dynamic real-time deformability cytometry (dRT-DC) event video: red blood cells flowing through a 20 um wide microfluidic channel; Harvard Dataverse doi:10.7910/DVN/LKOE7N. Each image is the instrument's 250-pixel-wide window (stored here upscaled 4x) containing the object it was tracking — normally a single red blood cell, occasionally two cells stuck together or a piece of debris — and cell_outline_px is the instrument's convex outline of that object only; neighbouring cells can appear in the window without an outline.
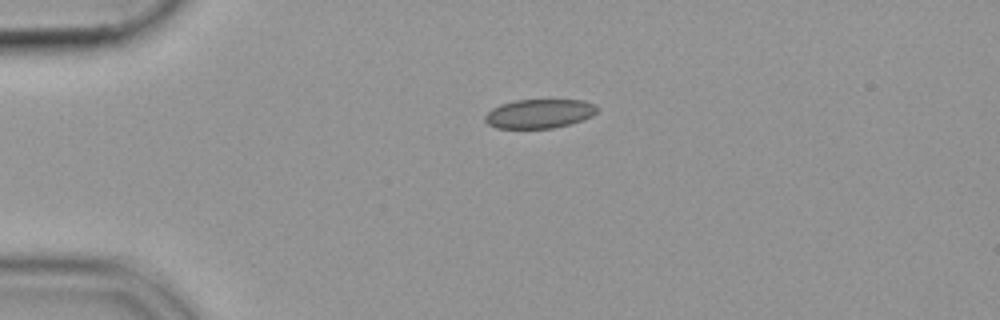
{"species": "common noctule bat (a hibernating species)", "species_latin": "Nyctalus noctula", "temperature_condition": "cold", "stored_images_in_passage": 42, "camera_frame_rate_fps": 3000, "um_per_image_px": 0.085, "animal": {"sex": "female", "body_mass_g": 19.9}, "frame": {"image": 1, "passage_image": 1, "time_ms": 0.0, "image_size_px": [1000, 320], "cell_outline_px": [[600, 108], [592, 116], [568, 124], [552, 128], [496, 128], [488, 124], [484, 120], [484, 116], [492, 108], [500, 104], [516, 100], [584, 100], [596, 104]], "centroid_in_image_um": [45.84, 9.65], "position_along_channel_um": 39.2, "area_um2": 19.02}}
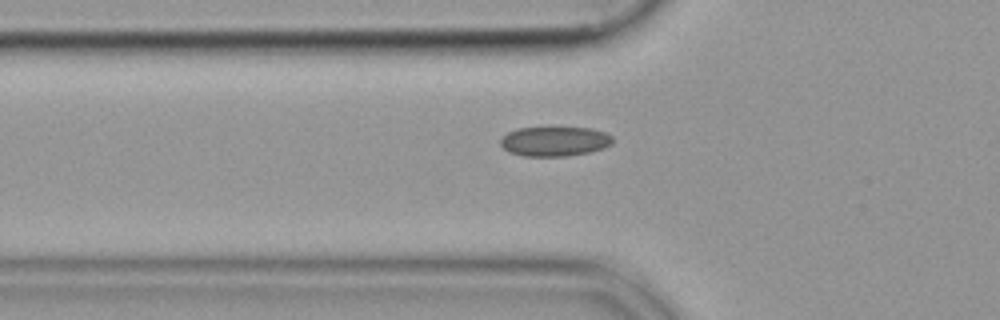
{"frame": {"image": 2, "passage_image": 7, "time_ms": 2.0, "image_size_px": [1000, 320], "cell_outline_px": [[612, 144], [604, 148], [592, 152], [568, 156], [524, 156], [508, 152], [500, 144], [500, 140], [508, 132], [516, 128], [592, 128], [604, 132], [612, 136]], "centroid_in_image_um": [47.15, 12.02], "position_along_channel_um": 78.6, "area_um2": 19.42}}
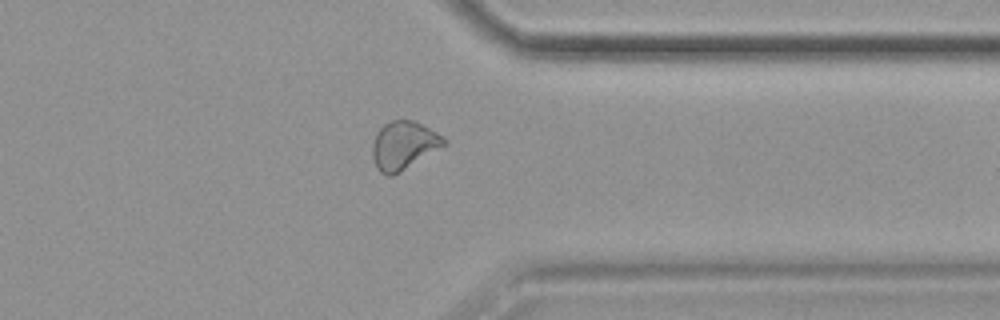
{"frame": {"image": 3, "passage_image": 31, "time_ms": 10.0, "image_size_px": [1000, 320], "cell_outline_px": [[448, 144], [400, 172], [392, 176], [388, 176], [380, 172], [376, 168], [372, 156], [372, 144], [376, 132], [384, 124], [392, 120], [416, 120], [444, 136], [448, 140]], "centroid_in_image_um": [34.33, 12.35], "position_along_channel_um": 377.1, "area_um2": 20.46}}